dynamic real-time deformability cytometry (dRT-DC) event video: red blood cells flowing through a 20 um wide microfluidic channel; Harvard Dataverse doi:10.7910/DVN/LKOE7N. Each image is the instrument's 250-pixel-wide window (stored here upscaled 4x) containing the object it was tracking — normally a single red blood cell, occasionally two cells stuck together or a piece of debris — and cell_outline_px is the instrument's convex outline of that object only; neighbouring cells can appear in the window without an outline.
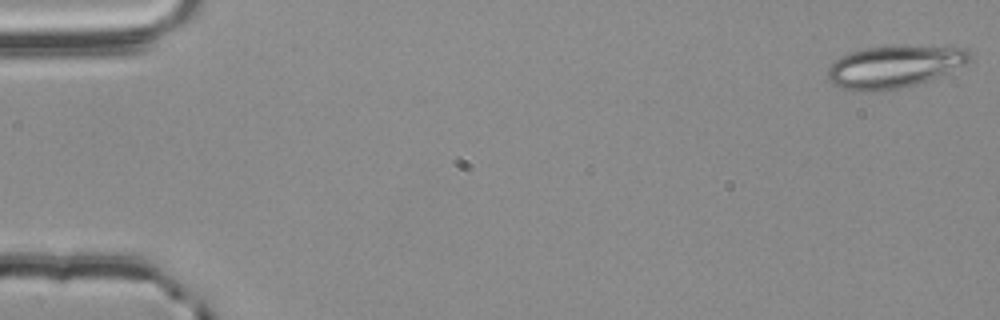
{"species": "common noctule bat (a hibernating species)", "species_latin": "Nyctalus noctula", "temperature_condition": "room temperature", "stored_images_in_passage": 55, "camera_frame_rate_fps": 3000, "um_per_image_px": 0.085, "animal": {"sex": "male", "body_mass_g": 20.4}, "frame": {"image": 1, "passage_image": 1, "time_ms": 0.0, "image_size_px": [1000, 320], "cell_outline_px": [[972, 60], [964, 64], [928, 80], [916, 84], [900, 88], [868, 92], [844, 88], [832, 84], [828, 80], [828, 68], [832, 60], [852, 52], [864, 48], [892, 44], [904, 44], [968, 48], [972, 52]], "centroid_in_image_um": [76.02, 5.62], "position_along_channel_um": 9.0, "area_um2": 35.49}}
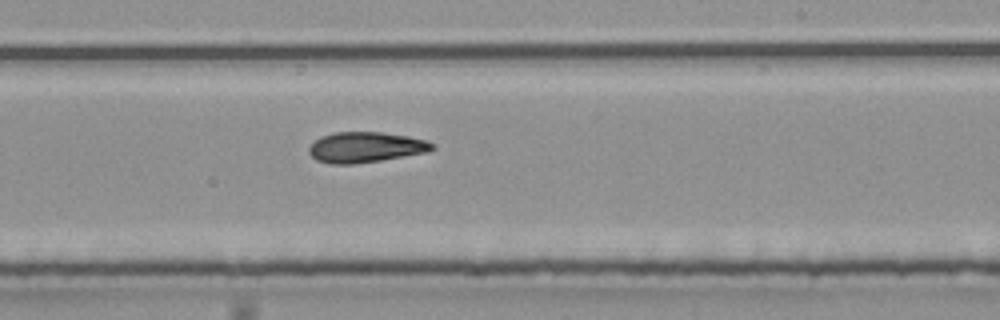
{"frame": {"image": 2, "passage_image": 33, "time_ms": 10.667, "image_size_px": [1000, 320], "cell_outline_px": [[436, 148], [428, 152], [380, 160], [352, 164], [328, 164], [316, 160], [308, 152], [308, 148], [320, 136], [332, 132], [380, 132], [408, 136], [424, 140], [436, 144]], "centroid_in_image_um": [31.06, 12.51], "position_along_channel_um": 257.9, "area_um2": 21.96}}
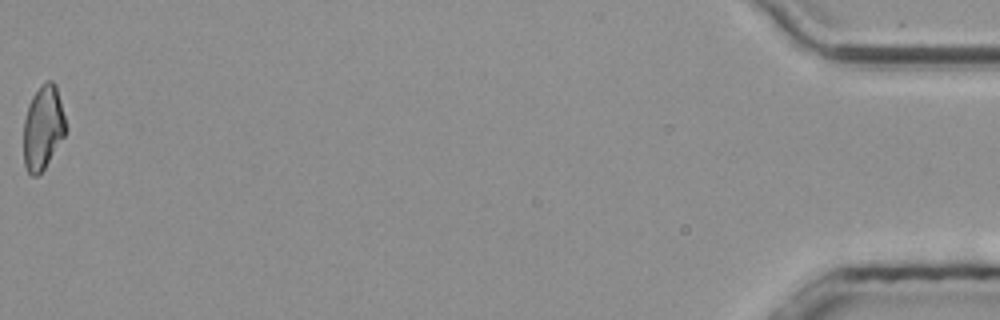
{"frame": {"image": 3, "passage_image": 55, "time_ms": 18.0, "image_size_px": [1000, 320], "cell_outline_px": [[68, 128], [64, 136], [44, 168], [36, 176], [32, 176], [24, 168], [24, 120], [28, 104], [32, 96], [40, 84], [48, 80], [52, 80], [56, 84]], "centroid_in_image_um": [3.66, 10.81], "position_along_channel_um": 431.5, "area_um2": 20.81}, "authors_computed_cell_mechanics": {"area_um2": 21.7328, "velocity_mm_per_s": 3.7942, "shape_relaxation_time_tau1_ms": null, "shape_relaxation_time_tau2_ms": 4.1307, "deformation_change_tau1": null, "deformation_change_tau2": 0.115}}